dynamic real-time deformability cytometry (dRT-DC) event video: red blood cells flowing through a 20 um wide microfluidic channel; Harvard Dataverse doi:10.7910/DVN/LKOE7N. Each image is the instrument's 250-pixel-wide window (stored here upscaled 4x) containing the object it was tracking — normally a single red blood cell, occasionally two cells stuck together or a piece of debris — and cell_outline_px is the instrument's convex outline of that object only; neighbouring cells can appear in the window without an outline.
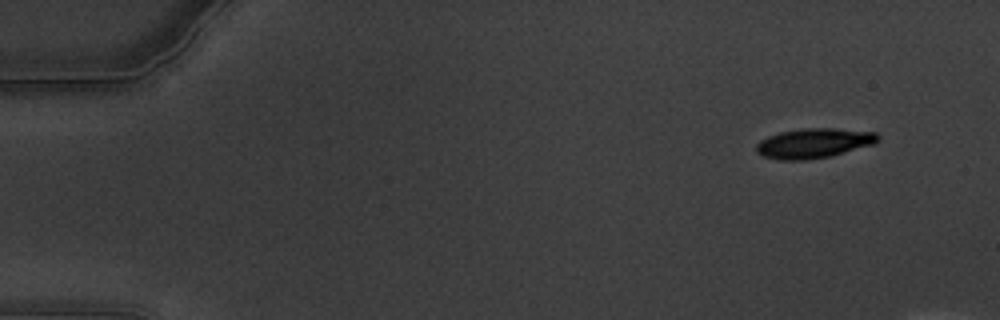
{"species": "common noctule bat (a hibernating species)", "species_latin": "Nyctalus noctula", "temperature_condition": "warm", "stored_images_in_passage": 20, "camera_frame_rate_fps": 3000, "um_per_image_px": 0.085, "animal": {"sex": "male", "body_mass_g": 19.5, "forearm_length_mm": 54.6}, "frame": {"image": 1, "passage_image": 6, "time_ms": 1.667, "image_size_px": [1000, 320], "cell_outline_px": [[880, 140], [872, 144], [832, 156], [804, 160], [780, 160], [764, 156], [756, 152], [756, 144], [760, 140], [768, 136], [780, 132], [804, 128], [836, 128], [876, 132], [880, 136]], "centroid_in_image_um": [69.18, 12.17], "position_along_channel_um": 15.8, "area_um2": 21.15}}